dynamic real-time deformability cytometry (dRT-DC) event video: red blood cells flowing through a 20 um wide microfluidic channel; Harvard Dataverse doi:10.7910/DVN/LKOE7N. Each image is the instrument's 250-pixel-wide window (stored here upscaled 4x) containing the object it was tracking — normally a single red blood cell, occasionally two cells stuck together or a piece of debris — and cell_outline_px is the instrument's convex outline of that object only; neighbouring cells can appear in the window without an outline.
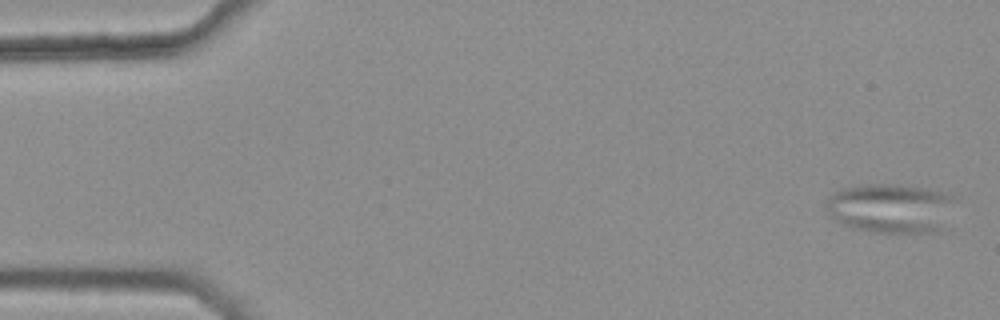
{"species": "common noctule bat (a hibernating species)", "species_latin": "Nyctalus noctula", "temperature_condition": "warm", "stored_images_in_passage": 46, "camera_frame_rate_fps": 3000, "um_per_image_px": 0.085, "animal": {"sex": "female", "body_mass_g": 25.1}, "frame": {"image": 1, "passage_image": 1, "time_ms": 0.0, "image_size_px": [1000, 320], "cell_outline_px": [[952, 196], [940, 228], [936, 232], [872, 232], [852, 228], [836, 220], [824, 208], [824, 204], [828, 196], [844, 188], [860, 184], [888, 184], [924, 188], [940, 192]], "centroid_in_image_um": [75.55, 17.69], "position_along_channel_um": 9.5, "area_um2": 36.13}}
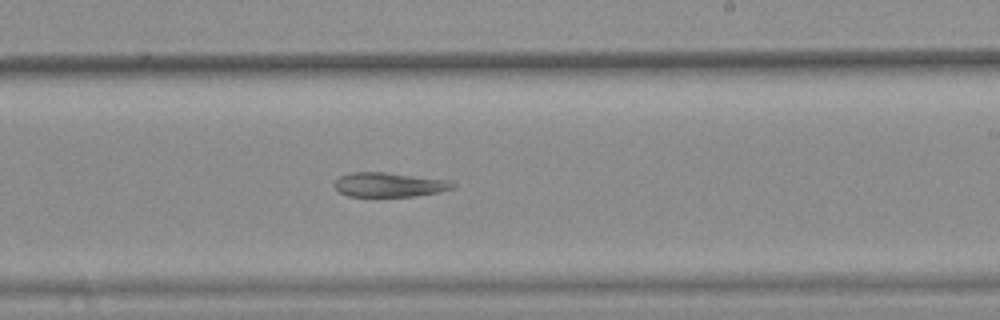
{"frame": {"image": 2, "passage_image": 31, "time_ms": 10.0, "image_size_px": [1000, 320], "cell_outline_px": [[456, 188], [440, 192], [416, 196], [348, 196], [340, 192], [332, 184], [340, 176], [352, 172], [384, 172], [448, 180], [456, 184]], "centroid_in_image_um": [33.1, 15.7], "position_along_channel_um": 255.9, "area_um2": 16.82}}
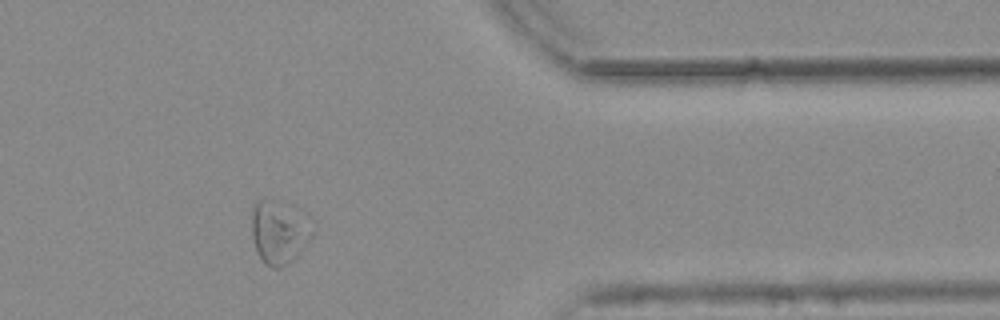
{"frame": {"image": 3, "passage_image": 43, "time_ms": 14.0, "image_size_px": [1000, 320], "cell_outline_px": [[316, 224], [312, 236], [296, 256], [292, 260], [276, 268], [272, 268], [256, 252], [252, 240], [252, 204], [256, 200], [284, 200], [308, 212]], "centroid_in_image_um": [23.79, 19.61], "position_along_channel_um": 387.6, "area_um2": 23.35}, "authors_computed_cell_mechanics": {"area_um2": 21.8773, "velocity_mm_per_s": 3.7823, "shape_relaxation_time_tau1_ms": null, "shape_relaxation_time_tau2_ms": 2.7292, "deformation_change_tau1": null, "deformation_change_tau2": 0.0702}}